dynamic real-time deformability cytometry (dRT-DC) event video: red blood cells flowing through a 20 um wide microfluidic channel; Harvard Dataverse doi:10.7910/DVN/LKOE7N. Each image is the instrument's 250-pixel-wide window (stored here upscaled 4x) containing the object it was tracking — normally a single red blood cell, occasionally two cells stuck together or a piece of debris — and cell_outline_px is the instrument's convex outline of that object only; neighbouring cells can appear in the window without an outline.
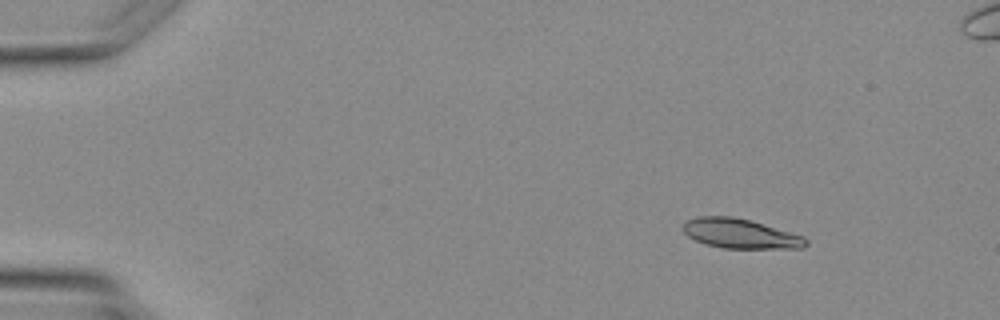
{"species": "Egyptian fruit bat (a non-hibernating species)", "species_latin": "Rousettus aegyptiacus", "temperature_condition": "warm", "stored_images_in_passage": 4, "camera_frame_rate_fps": 3000, "um_per_image_px": 0.085, "animal": {"sex": "female"}, "frame": {"image": 1, "passage_image": 1, "time_ms": 0.0, "image_size_px": [1000, 320], "cell_outline_px": [[808, 244], [804, 248], [724, 248], [708, 244], [696, 240], [688, 236], [684, 232], [684, 224], [688, 220], [696, 216], [732, 216], [748, 220], [804, 236], [808, 240]], "centroid_in_image_um": [62.95, 19.86], "position_along_channel_um": 22.1, "area_um2": 20.87}}